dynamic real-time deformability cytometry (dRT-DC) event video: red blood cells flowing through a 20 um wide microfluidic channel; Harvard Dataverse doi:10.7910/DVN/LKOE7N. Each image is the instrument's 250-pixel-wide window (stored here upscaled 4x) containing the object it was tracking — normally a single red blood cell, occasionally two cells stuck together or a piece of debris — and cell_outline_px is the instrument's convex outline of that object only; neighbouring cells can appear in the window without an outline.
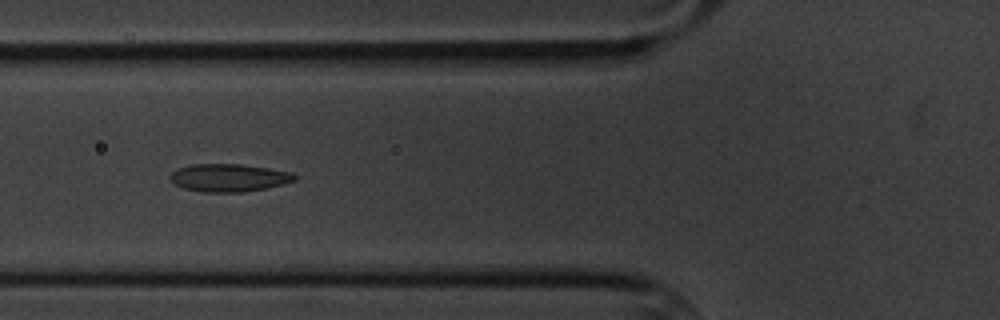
{"species": "common noctule bat (a hibernating species)", "species_latin": "Nyctalus noctula", "temperature_condition": "cold", "stored_images_in_passage": 7, "camera_frame_rate_fps": 3000, "um_per_image_px": 0.085, "animal": {"sex": "male", "body_mass_g": 20.1, "forearm_length_mm": 53.5}, "frame": {"image": 1, "passage_image": 7, "time_ms": 7.0, "image_size_px": [1000, 320], "cell_outline_px": [[296, 180], [284, 184], [264, 188], [240, 192], [204, 192], [184, 188], [172, 184], [168, 176], [172, 172], [180, 168], [192, 164], [240, 164], [268, 168], [292, 172], [296, 176]], "centroid_in_image_um": [19.43, 15.1], "position_along_channel_um": 106.4, "area_um2": 20.11}}